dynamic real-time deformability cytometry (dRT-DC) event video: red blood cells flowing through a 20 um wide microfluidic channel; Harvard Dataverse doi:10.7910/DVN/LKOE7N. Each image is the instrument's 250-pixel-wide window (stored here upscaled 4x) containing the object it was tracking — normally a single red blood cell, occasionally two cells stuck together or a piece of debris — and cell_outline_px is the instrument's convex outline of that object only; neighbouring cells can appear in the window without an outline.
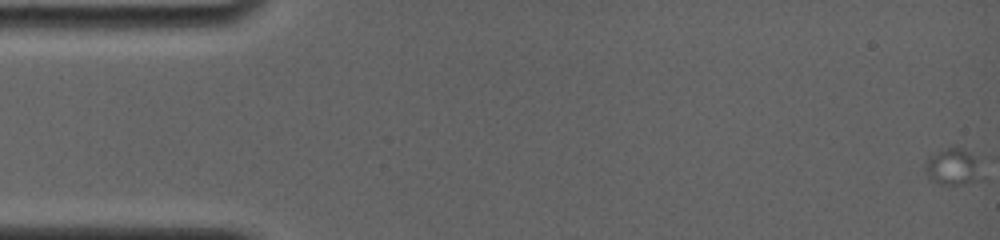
{"species": "common noctule bat (a hibernating species)", "species_latin": "Nyctalus noctula", "temperature_condition": "room temperature", "stored_images_in_passage": 9, "camera_frame_rate_fps": 4000, "um_per_image_px": 0.085, "animal": {"sex": "female", "body_mass_g": 19.0, "forearm_length_mm": 56.7}, "frame": {"image": 1, "passage_image": 1, "time_ms": 0.0, "image_size_px": [1000, 240], "cell_outline_px": [[976, 176], [960, 184], [940, 184], [932, 180], [928, 176], [924, 168], [924, 164], [928, 156], [948, 148], [960, 148], [976, 156]], "centroid_in_image_um": [80.84, 14.14], "position_along_channel_um": 4.2, "area_um2": 11.04}}